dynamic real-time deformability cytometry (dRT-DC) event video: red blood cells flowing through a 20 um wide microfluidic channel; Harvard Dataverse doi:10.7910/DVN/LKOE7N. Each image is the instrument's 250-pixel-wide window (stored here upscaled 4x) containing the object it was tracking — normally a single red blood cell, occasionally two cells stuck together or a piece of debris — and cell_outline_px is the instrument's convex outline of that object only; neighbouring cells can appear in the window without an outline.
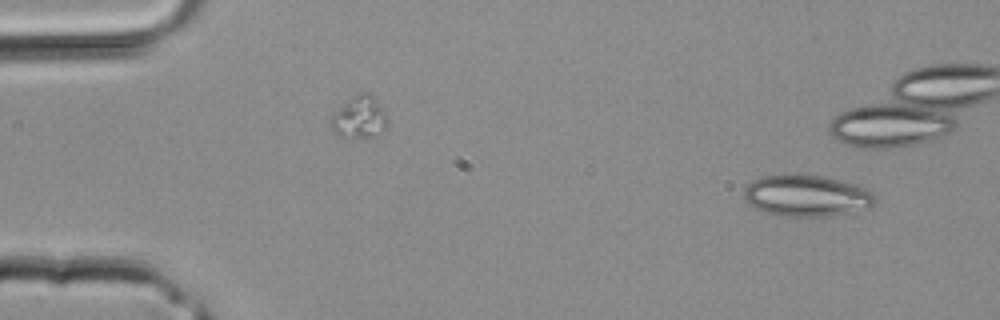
{"species": "common noctule bat (a hibernating species)", "species_latin": "Nyctalus noctula", "temperature_condition": "room temperature", "stored_images_in_passage": 3, "segment_of_instrument_passage": [2, 2], "camera_frame_rate_fps": 3000, "um_per_image_px": 0.085, "animal": {"sex": "male", "body_mass_g": 20.4}, "frame": {"image": 1, "passage_image": 3, "time_ms": 0.667, "image_size_px": [1000, 320], "cell_outline_px": [[876, 204], [868, 208], [828, 216], [776, 216], [760, 212], [748, 204], [744, 196], [744, 188], [752, 180], [764, 176], [820, 176], [852, 184], [864, 188], [872, 192], [876, 196]], "centroid_in_image_um": [68.52, 16.68], "position_along_channel_um": 16.5, "area_um2": 31.27}}